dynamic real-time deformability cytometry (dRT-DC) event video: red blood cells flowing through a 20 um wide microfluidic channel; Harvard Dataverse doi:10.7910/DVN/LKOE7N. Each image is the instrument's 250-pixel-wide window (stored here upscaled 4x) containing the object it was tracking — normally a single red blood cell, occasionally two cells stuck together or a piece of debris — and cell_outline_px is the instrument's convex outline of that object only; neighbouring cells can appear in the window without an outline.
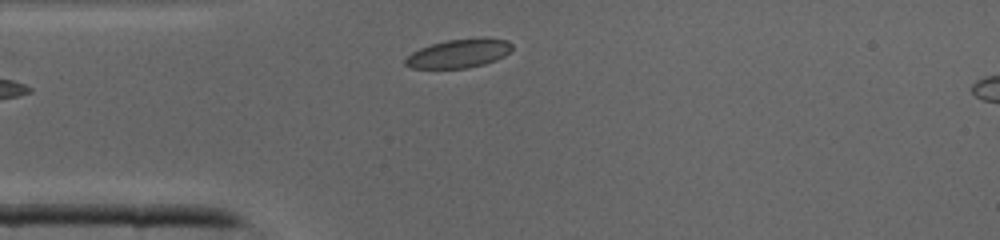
{"species": "common noctule bat (a hibernating species)", "species_latin": "Nyctalus noctula", "temperature_condition": "cold", "stored_images_in_passage": 27, "camera_frame_rate_fps": 3000, "um_per_image_px": 0.085, "animal": {"sex": "male", "body_mass_g": 19.0, "forearm_length_mm": 50.8}, "frame": {"image": 1, "passage_image": 1, "time_ms": 0.0, "image_size_px": [1000, 240], "cell_outline_px": [[512, 48], [504, 56], [496, 60], [484, 64], [468, 68], [412, 68], [404, 64], [404, 60], [412, 52], [420, 48], [432, 44], [448, 40], [484, 36], [508, 40], [512, 44]], "centroid_in_image_um": [39.03, 4.52], "position_along_channel_um": 46.0, "area_um2": 18.03}}
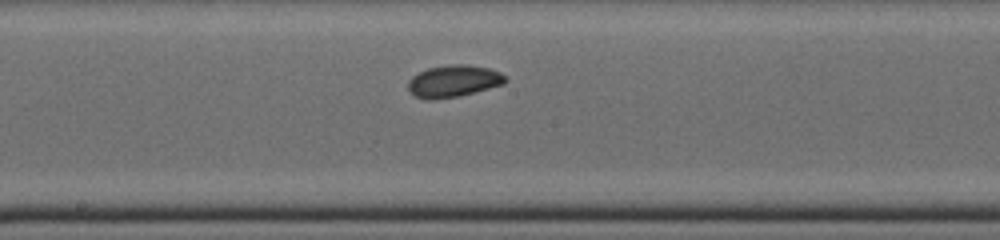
{"frame": {"image": 2, "passage_image": 12, "time_ms": 3.667, "image_size_px": [1000, 240], "cell_outline_px": [[508, 80], [504, 84], [460, 96], [416, 96], [408, 92], [408, 80], [412, 76], [428, 68], [452, 64], [468, 64], [488, 68], [500, 72], [508, 76]], "centroid_in_image_um": [38.63, 6.84], "position_along_channel_um": 209.6, "area_um2": 17.63}}
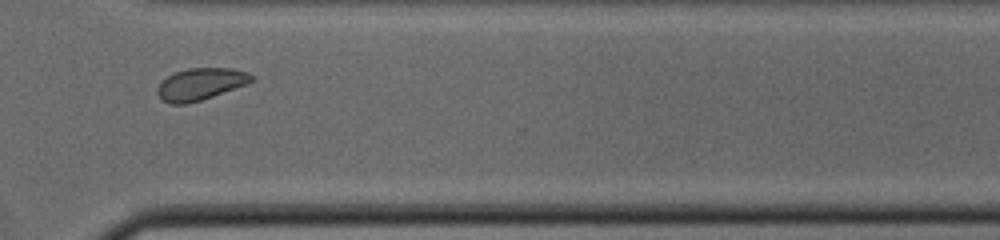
{"frame": {"image": 3, "passage_image": 21, "time_ms": 6.667, "image_size_px": [1000, 240], "cell_outline_px": [[256, 76], [248, 84], [200, 100], [184, 104], [168, 104], [156, 92], [156, 88], [160, 80], [176, 72], [188, 68], [232, 68], [248, 72]], "centroid_in_image_um": [17.05, 7.13], "position_along_channel_um": 353.6, "area_um2": 17.57}}